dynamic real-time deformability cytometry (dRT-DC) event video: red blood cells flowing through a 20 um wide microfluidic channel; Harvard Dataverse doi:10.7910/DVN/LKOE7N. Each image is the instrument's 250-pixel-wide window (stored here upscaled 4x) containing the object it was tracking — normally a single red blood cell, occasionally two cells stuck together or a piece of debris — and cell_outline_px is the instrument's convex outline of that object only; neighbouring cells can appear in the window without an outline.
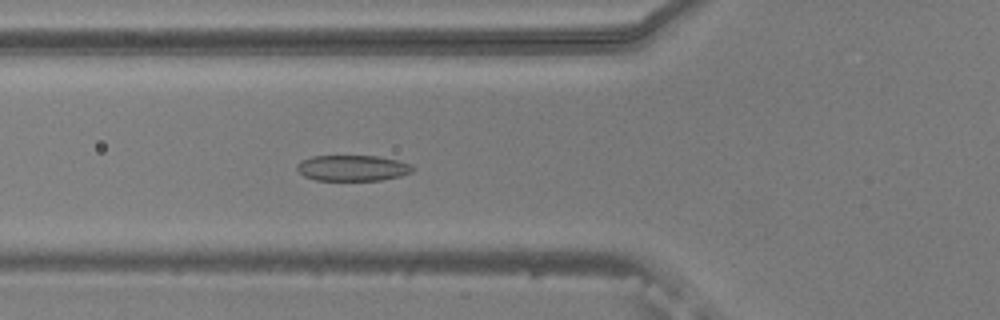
{"species": "common noctule bat (a hibernating species)", "species_latin": "Nyctalus noctula", "temperature_condition": "warm", "stored_images_in_passage": 43, "camera_frame_rate_fps": 3000, "um_per_image_px": 0.085, "animal": {"sex": "male", "body_mass_g": 20.5, "forearm_length_mm": 52.5}, "frame": {"image": 1, "passage_image": 9, "time_ms": 2.667, "image_size_px": [1000, 320], "cell_outline_px": [[416, 168], [412, 172], [400, 176], [380, 180], [316, 180], [304, 176], [296, 168], [304, 160], [312, 156], [376, 156], [396, 160], [412, 164]], "centroid_in_image_um": [30.02, 14.28], "position_along_channel_um": 95.8, "area_um2": 17.22}}
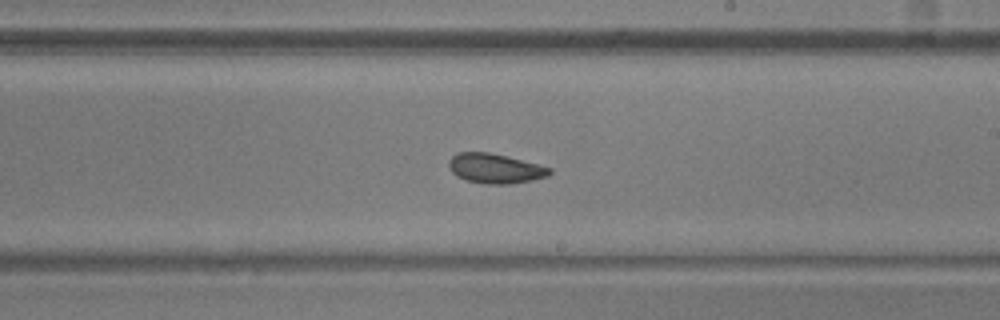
{"frame": {"image": 2, "passage_image": 21, "time_ms": 6.667, "image_size_px": [1000, 320], "cell_outline_px": [[552, 172], [548, 176], [532, 180], [508, 184], [484, 184], [464, 180], [456, 176], [452, 172], [448, 164], [448, 160], [456, 152], [488, 152], [552, 168]], "centroid_in_image_um": [42.04, 14.33], "position_along_channel_um": 247.0, "area_um2": 17.4}}
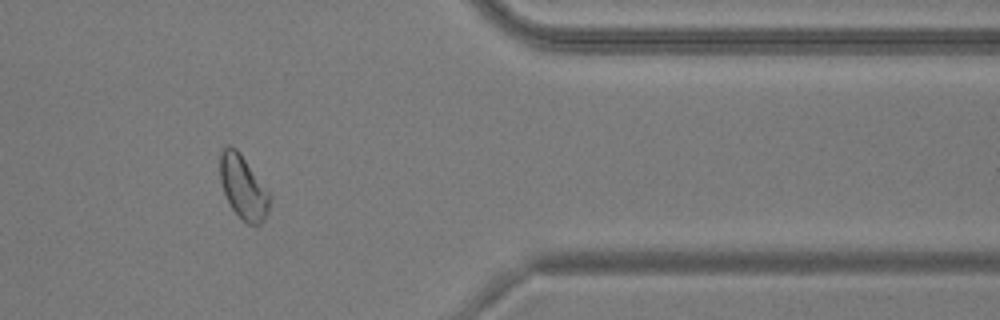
{"frame": {"image": 3, "passage_image": 34, "time_ms": 11.0, "image_size_px": [1000, 320], "cell_outline_px": [[272, 196], [268, 212], [264, 220], [260, 224], [248, 224], [232, 208], [224, 192], [220, 180], [220, 152], [228, 144], [236, 148], [240, 152]], "centroid_in_image_um": [20.69, 15.89], "position_along_channel_um": 390.7, "area_um2": 18.32}}